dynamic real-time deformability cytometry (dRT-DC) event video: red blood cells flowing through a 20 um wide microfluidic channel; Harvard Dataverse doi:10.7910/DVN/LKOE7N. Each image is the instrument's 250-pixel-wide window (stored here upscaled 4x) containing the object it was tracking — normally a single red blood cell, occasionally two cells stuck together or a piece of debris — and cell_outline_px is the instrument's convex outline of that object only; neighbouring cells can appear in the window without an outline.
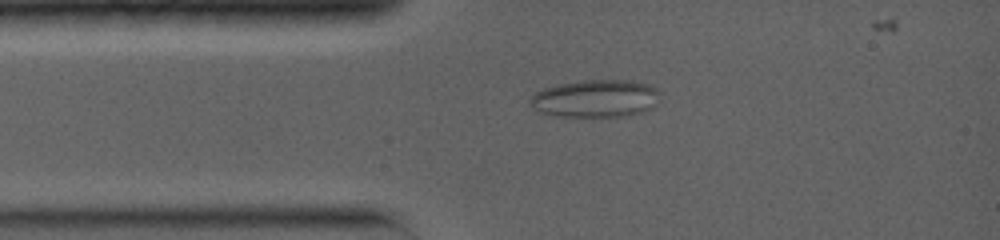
{"species": "common noctule bat (a hibernating species)", "species_latin": "Nyctalus noctula", "temperature_condition": "warm", "stored_images_in_passage": 3, "camera_frame_rate_fps": 5000, "um_per_image_px": 0.085, "animal": {"sex": "female", "body_mass_g": 19.0, "forearm_length_mm": 56.7}, "frame": {"image": 1, "passage_image": 3, "time_ms": 2.6, "image_size_px": [1000, 240], "cell_outline_px": [[656, 104], [652, 108], [644, 112], [628, 116], [556, 116], [540, 112], [532, 108], [528, 104], [528, 100], [536, 92], [544, 88], [560, 84], [584, 80], [628, 80], [652, 84], [656, 88]], "centroid_in_image_um": [50.6, 8.38], "position_along_channel_um": 34.4, "area_um2": 28.5}}